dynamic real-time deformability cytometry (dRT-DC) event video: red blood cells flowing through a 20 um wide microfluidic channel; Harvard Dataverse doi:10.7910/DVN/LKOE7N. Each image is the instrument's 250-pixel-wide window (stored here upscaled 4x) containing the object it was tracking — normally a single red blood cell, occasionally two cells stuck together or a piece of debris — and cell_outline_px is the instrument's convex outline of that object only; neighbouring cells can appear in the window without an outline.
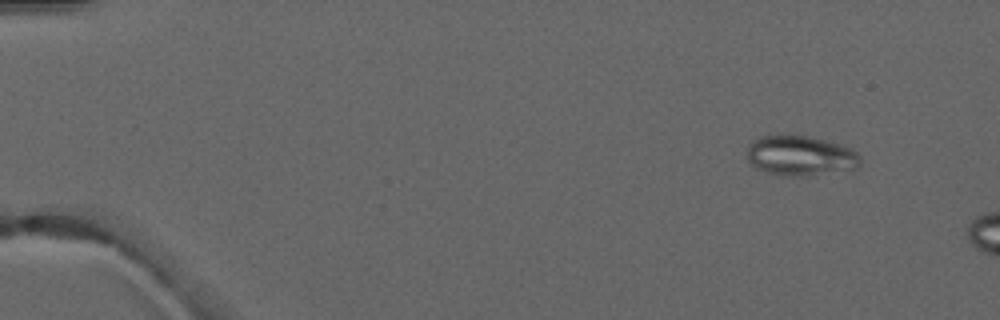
{"species": "common noctule bat (a hibernating species)", "species_latin": "Nyctalus noctula", "temperature_condition": "warm", "stored_images_in_passage": 5, "camera_frame_rate_fps": 3000, "um_per_image_px": 0.085, "animal": {"sex": "male", "forearm_length_mm": 52.5}, "frame": {"image": 1, "passage_image": 1, "time_ms": 0.0, "image_size_px": [1000, 320], "cell_outline_px": [[860, 164], [856, 168], [808, 176], [792, 176], [768, 172], [756, 168], [748, 160], [748, 144], [752, 140], [760, 136], [776, 132], [808, 136], [824, 140], [852, 148], [860, 156]], "centroid_in_image_um": [68.0, 13.19], "position_along_channel_um": 17.0, "area_um2": 26.76}}